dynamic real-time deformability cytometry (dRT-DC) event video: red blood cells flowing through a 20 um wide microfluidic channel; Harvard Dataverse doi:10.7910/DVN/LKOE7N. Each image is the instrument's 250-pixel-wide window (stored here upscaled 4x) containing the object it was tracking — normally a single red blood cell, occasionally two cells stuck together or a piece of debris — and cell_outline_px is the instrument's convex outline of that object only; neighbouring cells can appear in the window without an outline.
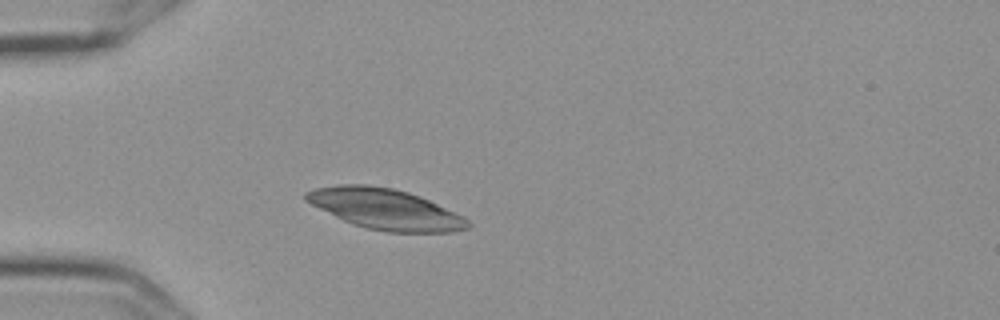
{"species": "Egyptian fruit bat (a non-hibernating species)", "species_latin": "Rousettus aegyptiacus", "temperature_condition": "cold", "stored_images_in_passage": 45, "camera_frame_rate_fps": 3000, "um_per_image_px": 0.085, "frame": {"image": 1, "passage_image": 10, "time_ms": 3.0, "image_size_px": [1000, 320], "cell_outline_px": [[472, 224], [468, 228], [456, 232], [388, 232], [368, 228], [352, 224], [304, 200], [304, 192], [316, 188], [340, 184], [368, 184], [392, 188], [408, 192], [420, 196], [464, 216]], "centroid_in_image_um": [32.78, 17.76], "position_along_channel_um": 52.2, "area_um2": 38.15}}
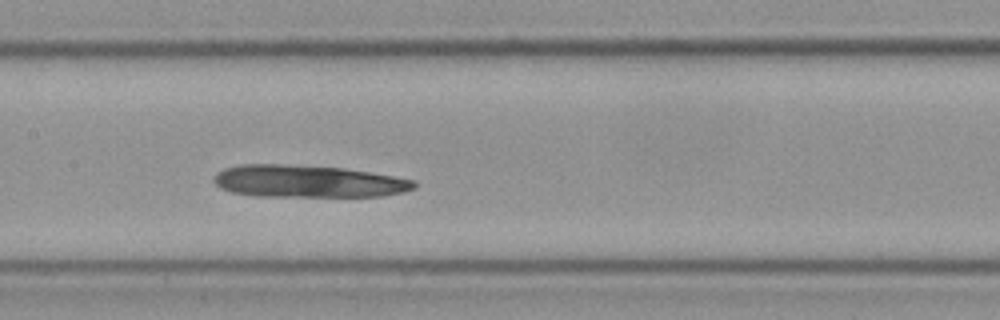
{"frame": {"image": 2, "passage_image": 22, "time_ms": 7.0, "image_size_px": [1000, 320], "cell_outline_px": [[416, 188], [404, 192], [384, 196], [252, 196], [232, 192], [220, 188], [212, 180], [216, 172], [224, 168], [240, 164], [284, 164], [344, 168], [416, 180]], "centroid_in_image_um": [26.15, 15.41], "position_along_channel_um": 181.3, "area_um2": 37.86}}
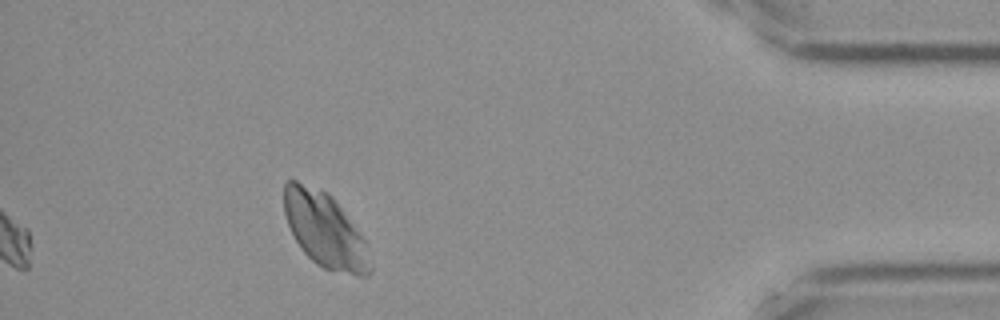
{"frame": {"image": 3, "passage_image": 45, "time_ms": 14.667, "image_size_px": [1000, 320], "cell_outline_px": [[372, 268], [368, 276], [356, 276], [324, 268], [316, 264], [300, 248], [288, 224], [284, 212], [284, 184], [288, 180], [296, 180], [328, 192], [332, 196], [356, 228], [364, 240], [372, 264]], "centroid_in_image_um": [27.61, 19.56], "position_along_channel_um": 407.6, "area_um2": 37.28}}